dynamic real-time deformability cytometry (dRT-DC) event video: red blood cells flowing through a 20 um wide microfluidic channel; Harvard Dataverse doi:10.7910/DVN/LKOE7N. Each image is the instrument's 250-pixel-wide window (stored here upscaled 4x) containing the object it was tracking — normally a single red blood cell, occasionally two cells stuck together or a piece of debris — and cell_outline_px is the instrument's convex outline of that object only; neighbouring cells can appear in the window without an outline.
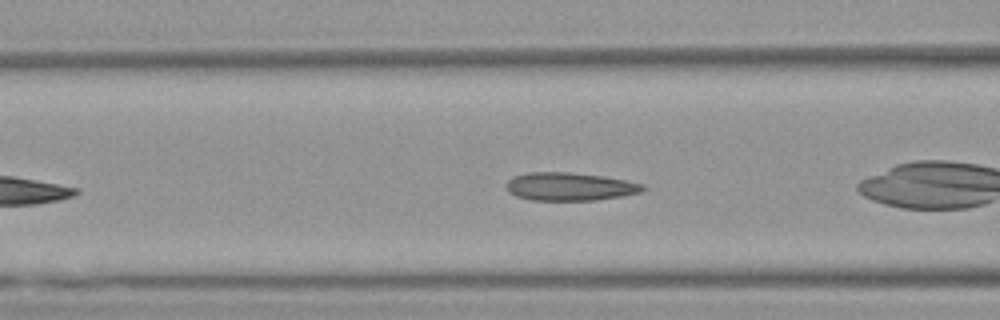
{"species": "Egyptian fruit bat (a non-hibernating species)", "species_latin": "Rousettus aegyptiacus", "temperature_condition": "warm", "stored_images_in_passage": 21, "camera_frame_rate_fps": 3000, "um_per_image_px": 0.085, "animal": {"sex": "female"}, "frame": {"image": 1, "passage_image": 4, "time_ms": 1.0, "image_size_px": [1000, 320], "cell_outline_px": [[648, 188], [640, 192], [620, 196], [596, 200], [528, 200], [516, 196], [508, 192], [504, 184], [512, 176], [528, 172], [568, 172], [604, 176], [628, 180], [644, 184]], "centroid_in_image_um": [48.41, 15.85], "position_along_channel_um": 118.2, "area_um2": 22.66}}
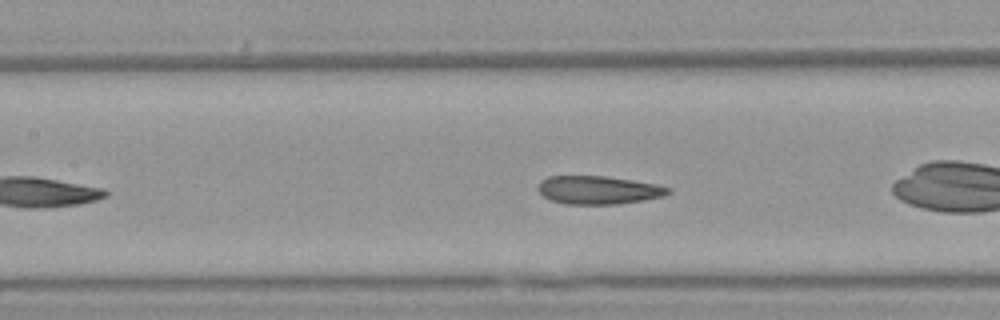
{"frame": {"image": 2, "passage_image": 7, "time_ms": 2.0, "image_size_px": [1000, 320], "cell_outline_px": [[672, 192], [664, 196], [620, 204], [564, 204], [552, 200], [544, 196], [536, 188], [540, 180], [548, 176], [604, 176], [632, 180], [656, 184], [672, 188]], "centroid_in_image_um": [50.86, 16.15], "position_along_channel_um": 156.5, "area_um2": 21.5}}